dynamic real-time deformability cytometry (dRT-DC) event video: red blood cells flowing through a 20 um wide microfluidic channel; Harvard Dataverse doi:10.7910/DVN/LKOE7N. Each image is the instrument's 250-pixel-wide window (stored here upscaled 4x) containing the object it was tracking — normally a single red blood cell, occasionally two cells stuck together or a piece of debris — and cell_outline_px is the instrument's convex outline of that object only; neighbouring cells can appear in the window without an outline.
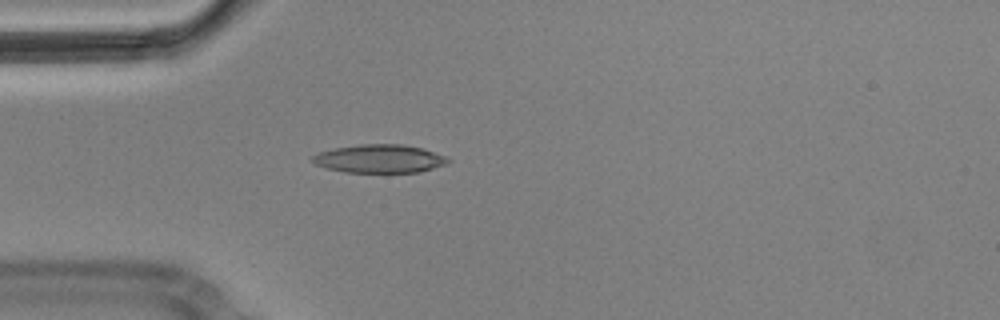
{"species": "Egyptian fruit bat (a non-hibernating species)", "species_latin": "Rousettus aegyptiacus", "temperature_condition": "cold", "stored_images_in_passage": 2, "camera_frame_rate_fps": 3000, "um_per_image_px": 0.085, "animal": {"sex": "male"}, "frame": {"image": 1, "passage_image": 2, "time_ms": 0.333, "image_size_px": [1000, 320], "cell_outline_px": [[452, 160], [444, 164], [420, 172], [344, 172], [328, 168], [316, 164], [312, 160], [312, 156], [320, 152], [336, 148], [360, 144], [400, 144], [424, 148], [448, 156]], "centroid_in_image_um": [32.31, 13.48], "position_along_channel_um": 52.7, "area_um2": 22.25}}